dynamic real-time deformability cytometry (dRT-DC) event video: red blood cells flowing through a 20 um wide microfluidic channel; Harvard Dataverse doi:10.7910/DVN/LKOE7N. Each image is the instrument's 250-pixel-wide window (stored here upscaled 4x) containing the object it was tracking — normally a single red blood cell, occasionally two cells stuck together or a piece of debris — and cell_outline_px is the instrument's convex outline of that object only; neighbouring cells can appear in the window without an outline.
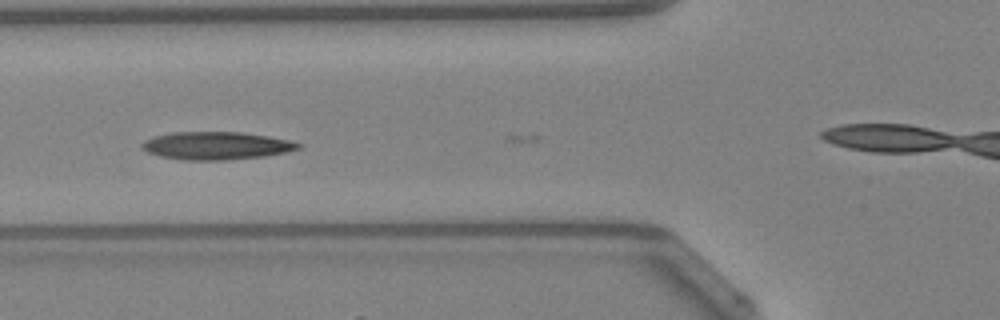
{"species": "Egyptian fruit bat (a non-hibernating species)", "species_latin": "Rousettus aegyptiacus", "temperature_condition": "warm", "stored_images_in_passage": 9, "camera_frame_rate_fps": 3000, "um_per_image_px": 0.085, "animal": {"sex": "female"}, "frame": {"image": 1, "passage_image": 6, "time_ms": 1.667, "image_size_px": [1000, 320], "cell_outline_px": [[304, 144], [300, 148], [284, 152], [264, 156], [228, 160], [180, 160], [160, 156], [148, 152], [140, 148], [140, 144], [144, 140], [152, 136], [172, 132], [240, 132], [268, 136], [288, 140]], "centroid_in_image_um": [18.33, 12.38], "position_along_channel_um": 107.5, "area_um2": 25.49}}